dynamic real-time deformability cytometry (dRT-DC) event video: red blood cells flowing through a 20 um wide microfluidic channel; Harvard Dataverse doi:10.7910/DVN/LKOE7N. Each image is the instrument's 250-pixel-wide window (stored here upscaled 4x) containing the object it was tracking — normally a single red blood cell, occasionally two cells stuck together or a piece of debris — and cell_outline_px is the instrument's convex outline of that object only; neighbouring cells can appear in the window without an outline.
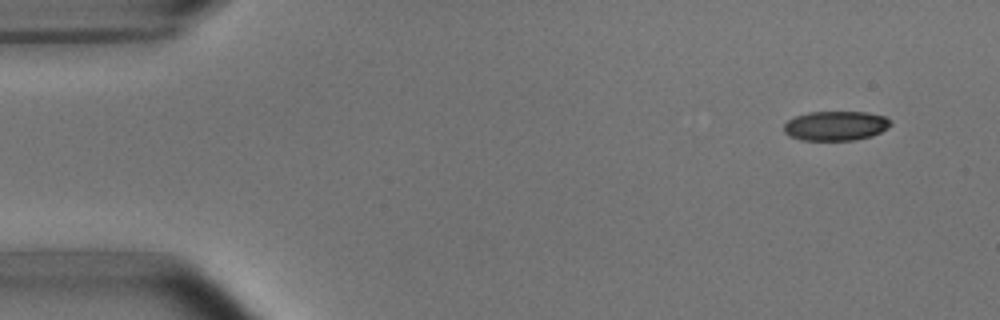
{"species": "common noctule bat (a hibernating species)", "species_latin": "Nyctalus noctula", "temperature_condition": "room temperature", "stored_images_in_passage": 7, "camera_frame_rate_fps": 3000, "um_per_image_px": 0.085, "animal": {"sex": "male", "body_mass_g": 15.6}, "frame": {"image": 1, "passage_image": 1, "time_ms": 0.0, "image_size_px": [1000, 320], "cell_outline_px": [[892, 124], [888, 128], [872, 136], [852, 140], [800, 140], [788, 136], [784, 132], [784, 124], [788, 120], [796, 116], [808, 112], [868, 112], [884, 116], [892, 120]], "centroid_in_image_um": [71.04, 10.69], "position_along_channel_um": 14.0, "area_um2": 18.5}}
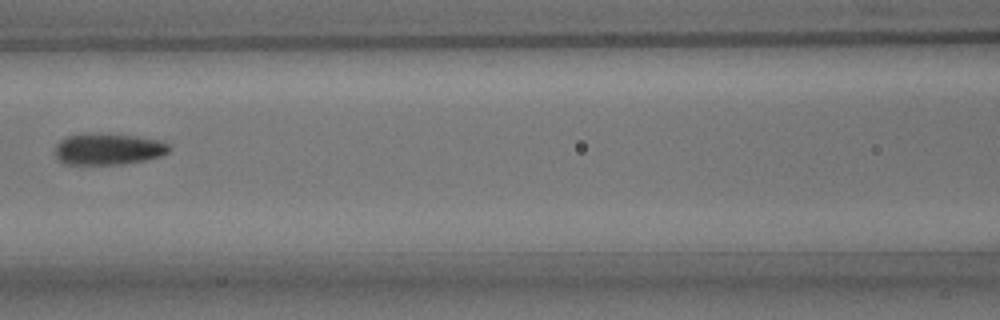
{"frame": {"image": 2, "passage_image": 6, "time_ms": 6.667, "image_size_px": [1000, 320], "cell_outline_px": [[172, 148], [168, 152], [160, 156], [144, 160], [120, 164], [64, 164], [56, 156], [56, 144], [60, 140], [68, 136], [80, 132], [88, 132], [136, 136], [160, 140], [168, 144]], "centroid_in_image_um": [9.18, 12.65], "position_along_channel_um": 157.4, "area_um2": 21.04}}
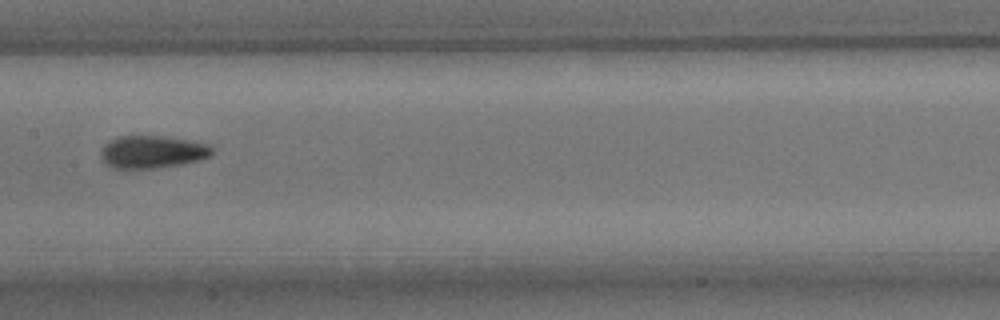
{"frame": {"image": 3, "passage_image": 7, "time_ms": 7.667, "image_size_px": [1000, 320], "cell_outline_px": [[212, 156], [200, 160], [180, 164], [156, 168], [112, 168], [100, 156], [100, 152], [104, 144], [108, 140], [116, 136], [164, 136], [208, 144], [212, 148]], "centroid_in_image_um": [12.93, 12.9], "position_along_channel_um": 194.5, "area_um2": 21.1}}